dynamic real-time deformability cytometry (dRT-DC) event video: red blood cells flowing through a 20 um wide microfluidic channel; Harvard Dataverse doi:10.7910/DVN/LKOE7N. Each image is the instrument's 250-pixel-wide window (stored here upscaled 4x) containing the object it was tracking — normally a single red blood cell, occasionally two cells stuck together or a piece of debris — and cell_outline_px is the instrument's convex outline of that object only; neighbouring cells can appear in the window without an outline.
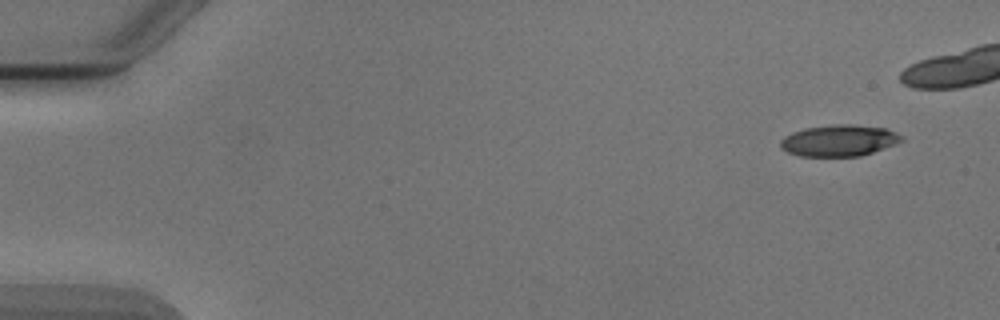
{"species": "Egyptian fruit bat (a non-hibernating species)", "species_latin": "Rousettus aegyptiacus", "temperature_condition": "cold", "stored_images_in_passage": 3, "camera_frame_rate_fps": 3000, "um_per_image_px": 0.085, "animal": {"sex": "male"}, "frame": {"image": 1, "passage_image": 1, "time_ms": 0.0, "image_size_px": [1000, 320], "cell_outline_px": [[904, 140], [872, 152], [860, 156], [800, 156], [788, 152], [780, 148], [780, 140], [784, 136], [792, 132], [804, 128], [836, 124], [848, 124], [884, 128], [896, 132], [904, 136]], "centroid_in_image_um": [71.29, 11.94], "position_along_channel_um": 13.7, "area_um2": 22.08}}